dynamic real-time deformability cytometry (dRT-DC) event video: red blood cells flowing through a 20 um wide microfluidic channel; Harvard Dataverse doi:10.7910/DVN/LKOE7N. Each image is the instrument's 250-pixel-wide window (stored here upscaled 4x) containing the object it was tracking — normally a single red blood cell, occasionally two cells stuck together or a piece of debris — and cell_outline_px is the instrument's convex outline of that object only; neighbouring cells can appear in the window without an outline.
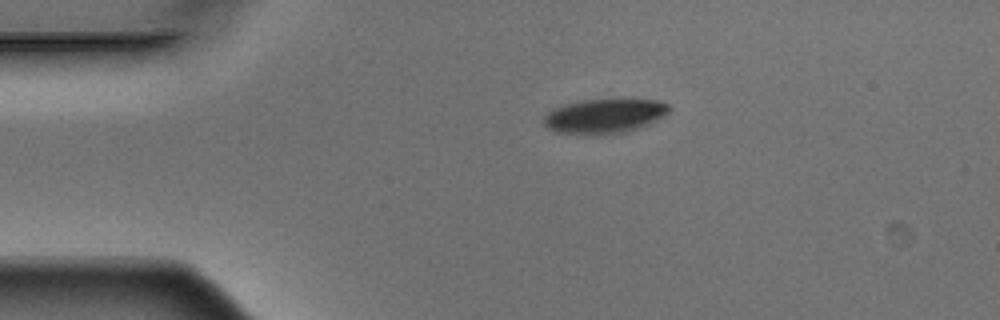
{"species": "Egyptian fruit bat (a non-hibernating species)", "species_latin": "Rousettus aegyptiacus", "temperature_condition": "warm", "stored_images_in_passage": 3, "camera_frame_rate_fps": 3000, "um_per_image_px": 0.085, "animal": {"sex": "male"}, "frame": {"image": 1, "passage_image": 1, "time_ms": 0.0, "image_size_px": [1000, 320], "cell_outline_px": [[672, 108], [668, 112], [656, 120], [640, 128], [628, 132], [600, 136], [584, 136], [556, 132], [548, 128], [540, 120], [552, 108], [564, 104], [584, 100], [656, 100], [668, 104]], "centroid_in_image_um": [51.32, 9.91], "position_along_channel_um": 33.7, "area_um2": 25.72}}
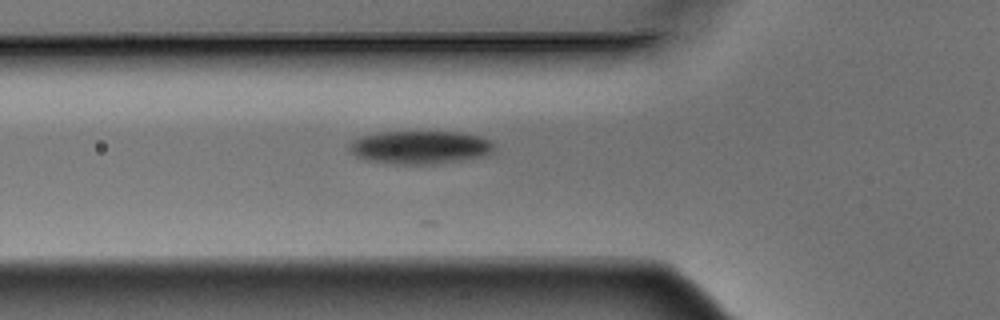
{"frame": {"image": 2, "passage_image": 3, "time_ms": 0.667, "image_size_px": [1000, 320], "cell_outline_px": [[492, 152], [484, 156], [460, 160], [432, 164], [392, 164], [368, 160], [356, 156], [348, 148], [348, 144], [352, 140], [360, 136], [380, 132], [460, 132], [480, 136], [488, 140], [492, 144]], "centroid_in_image_um": [35.66, 12.52], "position_along_channel_um": 90.1, "area_um2": 27.86}}